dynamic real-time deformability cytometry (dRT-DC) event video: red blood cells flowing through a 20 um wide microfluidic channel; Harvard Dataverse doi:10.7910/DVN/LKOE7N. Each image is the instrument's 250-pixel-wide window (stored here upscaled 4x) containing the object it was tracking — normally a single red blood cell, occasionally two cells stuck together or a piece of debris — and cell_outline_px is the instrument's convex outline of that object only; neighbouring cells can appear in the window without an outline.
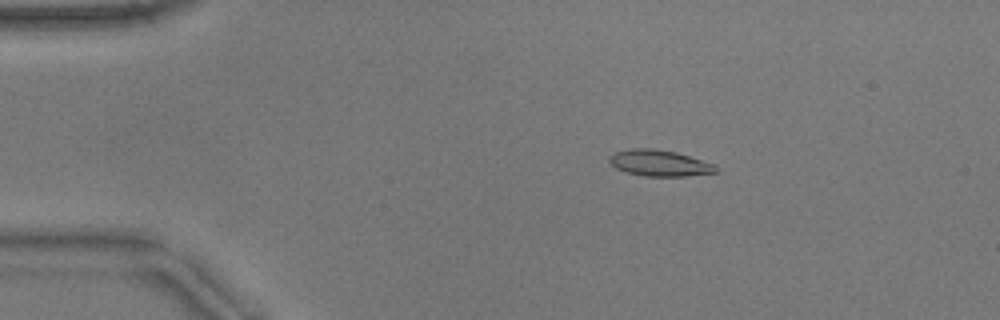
{"species": "common noctule bat (a hibernating species)", "species_latin": "Nyctalus noctula", "temperature_condition": "warm", "stored_images_in_passage": 53, "camera_frame_rate_fps": 3000, "um_per_image_px": 0.085, "animal": {"sex": "male", "body_mass_g": 17.9}, "frame": {"image": 1, "passage_image": 10, "time_ms": 3.0, "image_size_px": [1000, 320], "cell_outline_px": [[720, 168], [716, 172], [688, 176], [644, 176], [628, 172], [616, 168], [608, 160], [608, 156], [612, 152], [632, 148], [652, 148], [676, 152], [716, 164]], "centroid_in_image_um": [56.07, 13.85], "position_along_channel_um": 28.9, "area_um2": 16.42}}
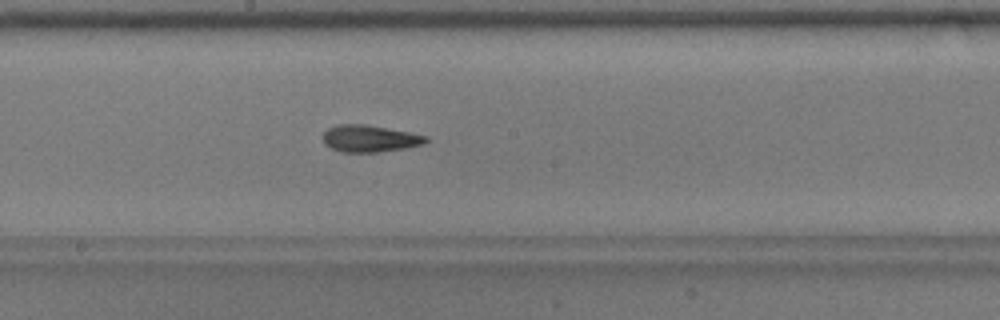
{"frame": {"image": 2, "passage_image": 29, "time_ms": 9.333, "image_size_px": [1000, 320], "cell_outline_px": [[428, 140], [424, 144], [408, 148], [380, 152], [340, 152], [324, 144], [324, 132], [328, 128], [336, 124], [364, 124], [408, 132], [428, 136]], "centroid_in_image_um": [31.43, 11.78], "position_along_channel_um": 216.8, "area_um2": 16.18}}
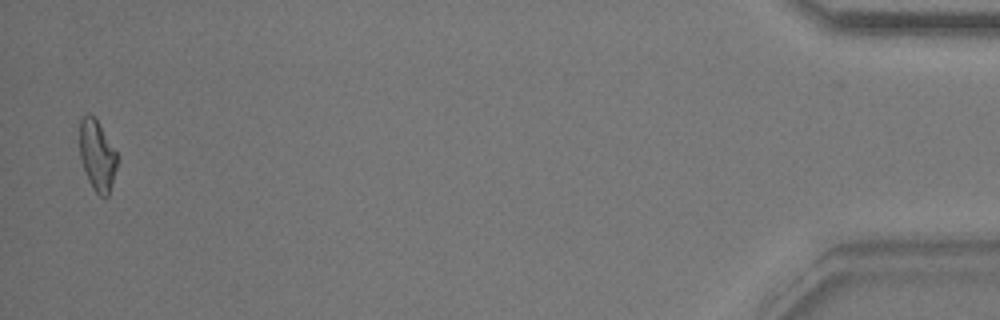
{"frame": {"image": 3, "passage_image": 52, "time_ms": 17.0, "image_size_px": [1000, 320], "cell_outline_px": [[116, 168], [112, 184], [108, 196], [104, 200], [92, 188], [88, 180], [80, 156], [80, 120], [88, 112], [96, 116], [116, 152]], "centroid_in_image_um": [8.25, 13.2], "position_along_channel_um": 426.9, "area_um2": 15.49}, "authors_computed_cell_mechanics": {"area_um2": 15.895, "velocity_mm_per_s": 3.881, "shape_relaxation_time_tau1_ms": 7.8964, "shape_relaxation_time_tau2_ms": 1.8764, "deformation_change_tau1": 0.2159, "deformation_change_tau2": 0.0977}}